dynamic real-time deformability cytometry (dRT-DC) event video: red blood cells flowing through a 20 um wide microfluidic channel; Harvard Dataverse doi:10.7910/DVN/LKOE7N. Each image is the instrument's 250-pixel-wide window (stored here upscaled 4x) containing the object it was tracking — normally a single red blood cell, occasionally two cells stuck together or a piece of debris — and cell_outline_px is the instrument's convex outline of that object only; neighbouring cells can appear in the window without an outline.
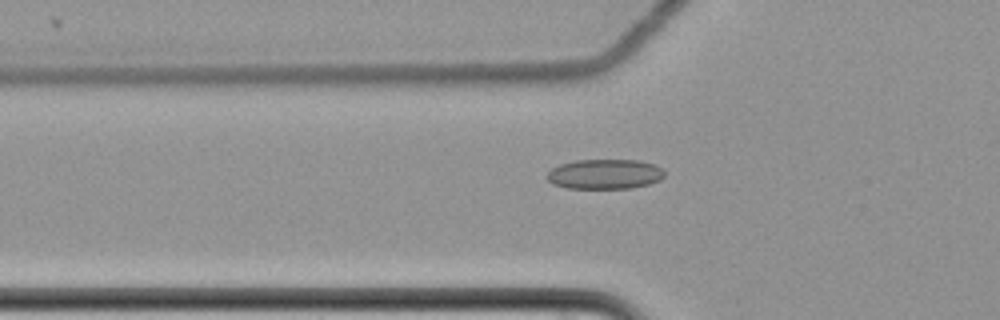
{"species": "common noctule bat (a hibernating species)", "species_latin": "Nyctalus noctula", "temperature_condition": "cold", "stored_images_in_passage": 42, "camera_frame_rate_fps": 3000, "um_per_image_px": 0.085, "animal": {"sex": "female", "body_mass_g": 22.7, "forearm_length_mm": 54.2}, "frame": {"image": 1, "passage_image": 5, "time_ms": 1.333, "image_size_px": [1000, 320], "cell_outline_px": [[664, 176], [660, 180], [648, 184], [632, 188], [568, 188], [552, 184], [544, 176], [552, 168], [560, 164], [576, 160], [640, 160], [656, 164], [664, 168]], "centroid_in_image_um": [51.42, 14.79], "position_along_channel_um": 74.4, "area_um2": 20.69}}
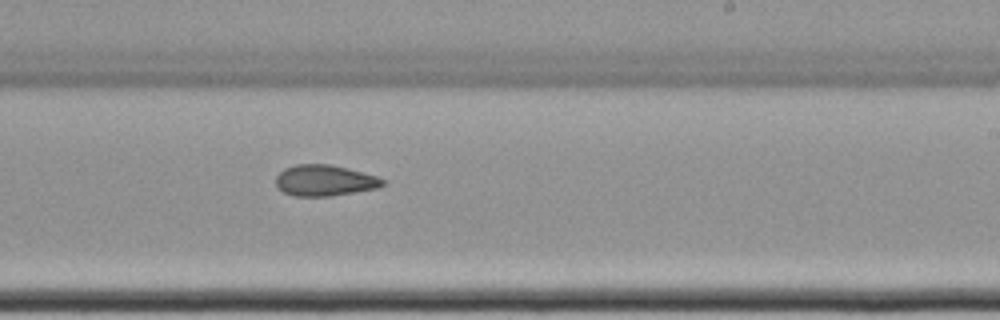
{"frame": {"image": 2, "passage_image": 21, "time_ms": 6.667, "image_size_px": [1000, 320], "cell_outline_px": [[384, 184], [376, 188], [356, 192], [332, 196], [292, 196], [276, 188], [276, 176], [284, 168], [296, 164], [328, 164], [348, 168], [376, 176], [384, 180]], "centroid_in_image_um": [27.55, 15.34], "position_along_channel_um": 261.4, "area_um2": 19.36}}
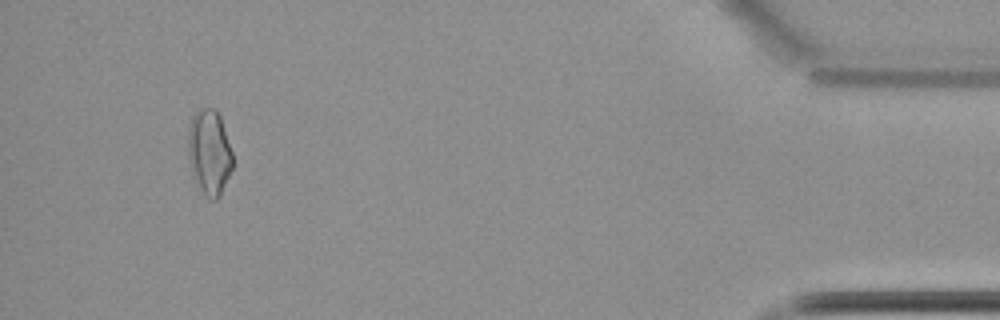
{"frame": {"image": 3, "passage_image": 40, "time_ms": 13.0, "image_size_px": [1000, 320], "cell_outline_px": [[232, 168], [220, 196], [216, 200], [212, 200], [204, 192], [196, 180], [192, 172], [188, 156], [188, 128], [192, 116], [200, 108], [216, 108], [220, 116], [232, 152]], "centroid_in_image_um": [17.79, 12.89], "position_along_channel_um": 417.4, "area_um2": 21.85}}